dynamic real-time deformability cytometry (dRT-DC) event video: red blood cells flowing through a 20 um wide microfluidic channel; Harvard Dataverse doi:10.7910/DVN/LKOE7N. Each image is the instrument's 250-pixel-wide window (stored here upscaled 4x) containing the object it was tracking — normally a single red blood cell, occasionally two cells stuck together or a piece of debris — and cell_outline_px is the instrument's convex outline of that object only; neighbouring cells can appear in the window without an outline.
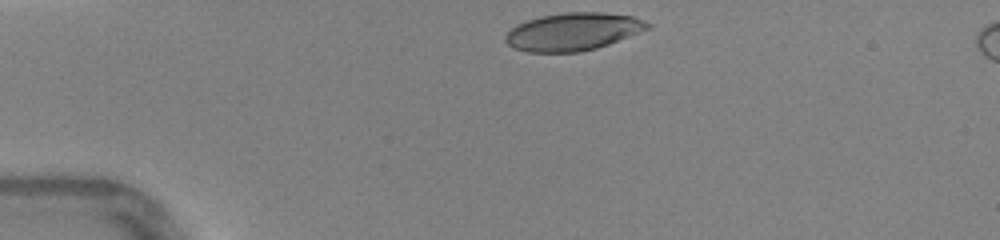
{"species": "human", "species_latin": "Homo sapiens", "temperature_condition": "warm", "stored_images_in_passage": 29, "camera_frame_rate_fps": 3000, "um_per_image_px": 0.085, "donor": {"sex": "female"}, "frame": {"image": 1, "passage_image": 1, "time_ms": 0.0, "image_size_px": [1000, 240], "cell_outline_px": [[652, 28], [608, 44], [596, 48], [580, 52], [528, 52], [516, 48], [508, 44], [504, 40], [504, 36], [516, 24], [540, 16], [564, 12], [604, 12], [632, 16], [644, 20], [652, 24]], "centroid_in_image_um": [48.74, 2.68], "position_along_channel_um": 36.3, "area_um2": 31.33}, "authors_computed_cell_mechanics": {"area_um2": 33.1772, "velocity_mm_per_s": 4.4209, "shape_relaxation_time_tau1_ms": 4.6446, "shape_relaxation_time_tau2_ms": 0.7134, "deformation_change_tau1": 0.2168, "deformation_change_tau2": 0.0737}}